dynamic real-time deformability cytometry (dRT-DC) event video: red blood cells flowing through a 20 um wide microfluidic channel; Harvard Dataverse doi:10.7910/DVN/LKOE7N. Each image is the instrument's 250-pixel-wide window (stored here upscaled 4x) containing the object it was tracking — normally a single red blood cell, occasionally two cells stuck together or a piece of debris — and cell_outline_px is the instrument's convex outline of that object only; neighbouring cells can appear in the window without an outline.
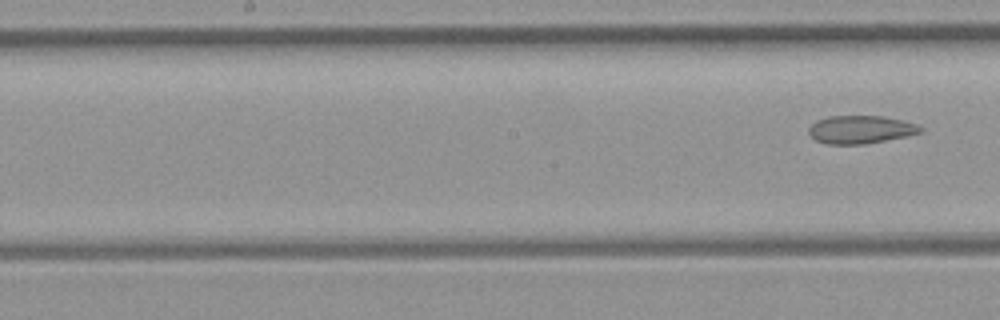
{"species": "common noctule bat (a hibernating species)", "species_latin": "Nyctalus noctula", "temperature_condition": "room temperature", "stored_images_in_passage": 6, "camera_frame_rate_fps": 3000, "um_per_image_px": 0.085, "animal": {"sex": "female", "body_mass_g": 21.9}, "frame": {"image": 1, "passage_image": 6, "time_ms": 5.667, "image_size_px": [1000, 320], "cell_outline_px": [[924, 128], [920, 132], [904, 136], [864, 144], [824, 144], [816, 140], [808, 132], [808, 128], [816, 120], [828, 116], [880, 116], [900, 120], [916, 124]], "centroid_in_image_um": [73.09, 11.01], "position_along_channel_um": 175.1, "area_um2": 17.98}}